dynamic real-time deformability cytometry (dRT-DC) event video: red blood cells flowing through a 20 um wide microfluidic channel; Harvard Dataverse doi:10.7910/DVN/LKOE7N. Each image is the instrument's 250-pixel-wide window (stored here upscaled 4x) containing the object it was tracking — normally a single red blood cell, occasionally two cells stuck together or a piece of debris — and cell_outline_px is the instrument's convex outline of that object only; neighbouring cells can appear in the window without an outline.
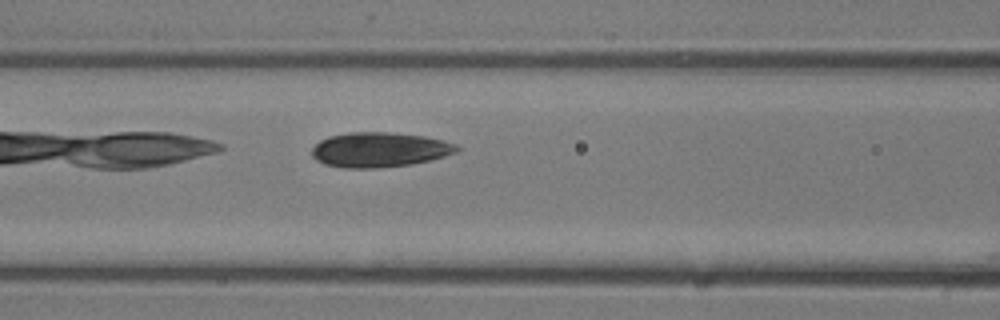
{"species": "common noctule bat (a hibernating species)", "species_latin": "Nyctalus noctula", "temperature_condition": "room temperature", "stored_images_in_passage": 6, "camera_frame_rate_fps": 3000, "um_per_image_px": 0.085, "animal": {"sex": "male", "body_mass_g": 13.3}, "frame": {"image": 1, "passage_image": 5, "time_ms": 1.333, "image_size_px": [1000, 320], "cell_outline_px": [[460, 148], [456, 152], [432, 160], [412, 164], [376, 168], [344, 168], [324, 164], [316, 160], [312, 156], [312, 148], [320, 140], [328, 136], [348, 132], [388, 132], [424, 136], [444, 140], [456, 144]], "centroid_in_image_um": [32.25, 12.72], "position_along_channel_um": 134.4, "area_um2": 29.59}}